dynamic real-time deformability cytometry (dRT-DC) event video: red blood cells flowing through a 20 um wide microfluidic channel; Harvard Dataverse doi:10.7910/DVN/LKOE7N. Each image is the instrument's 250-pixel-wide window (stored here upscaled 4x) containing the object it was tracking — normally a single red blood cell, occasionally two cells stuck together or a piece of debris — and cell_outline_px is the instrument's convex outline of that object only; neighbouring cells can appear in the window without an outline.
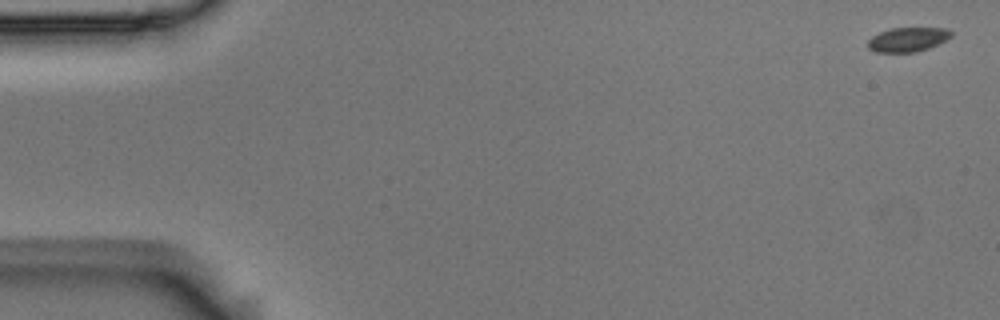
{"species": "Egyptian fruit bat (a non-hibernating species)", "species_latin": "Rousettus aegyptiacus", "temperature_condition": "room temperature", "stored_images_in_passage": 55, "camera_frame_rate_fps": 3000, "um_per_image_px": 0.085, "animal": {"sex": "male"}, "frame": {"image": 1, "passage_image": 1, "time_ms": 0.0, "image_size_px": [1000, 320], "cell_outline_px": [[952, 36], [928, 48], [916, 52], [876, 52], [868, 48], [868, 40], [872, 36], [880, 32], [892, 28], [948, 28], [952, 32]], "centroid_in_image_um": [77.14, 3.35], "position_along_channel_um": 7.9, "area_um2": 11.68}}
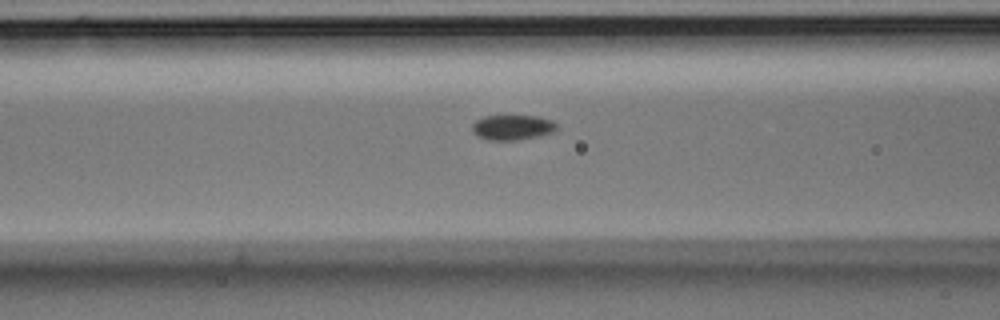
{"frame": {"image": 2, "passage_image": 22, "time_ms": 7.0, "image_size_px": [1000, 320], "cell_outline_px": [[556, 128], [552, 132], [540, 136], [516, 140], [488, 140], [476, 136], [472, 132], [472, 124], [476, 120], [484, 116], [540, 116], [552, 120], [556, 124]], "centroid_in_image_um": [43.53, 10.83], "position_along_channel_um": 123.1, "area_um2": 12.43}}
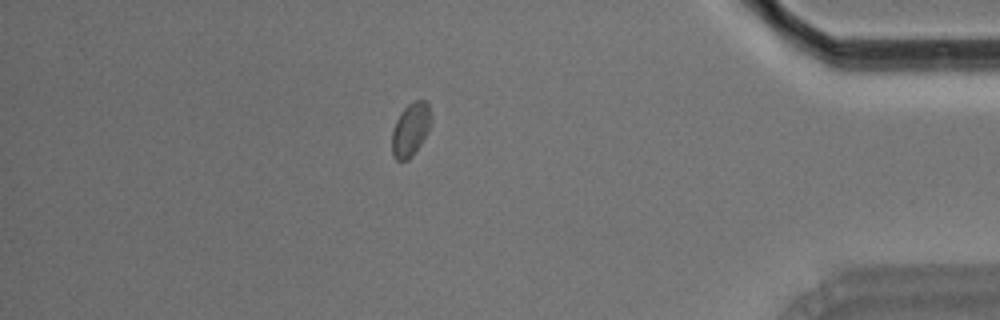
{"frame": {"image": 3, "passage_image": 48, "time_ms": 15.667, "image_size_px": [1000, 320], "cell_outline_px": [[432, 124], [428, 132], [412, 156], [408, 160], [396, 160], [392, 156], [392, 132], [396, 120], [404, 108], [412, 100], [428, 100], [432, 116]], "centroid_in_image_um": [34.93, 10.97], "position_along_channel_um": 400.3, "area_um2": 12.43}, "authors_computed_cell_mechanics": {"area_um2": 12.4848, "velocity_mm_per_s": 3.6323, "shape_relaxation_time_tau1_ms": null, "shape_relaxation_time_tau2_ms": 3.5176, "deformation_change_tau1": null, "deformation_change_tau2": 0.0314}}